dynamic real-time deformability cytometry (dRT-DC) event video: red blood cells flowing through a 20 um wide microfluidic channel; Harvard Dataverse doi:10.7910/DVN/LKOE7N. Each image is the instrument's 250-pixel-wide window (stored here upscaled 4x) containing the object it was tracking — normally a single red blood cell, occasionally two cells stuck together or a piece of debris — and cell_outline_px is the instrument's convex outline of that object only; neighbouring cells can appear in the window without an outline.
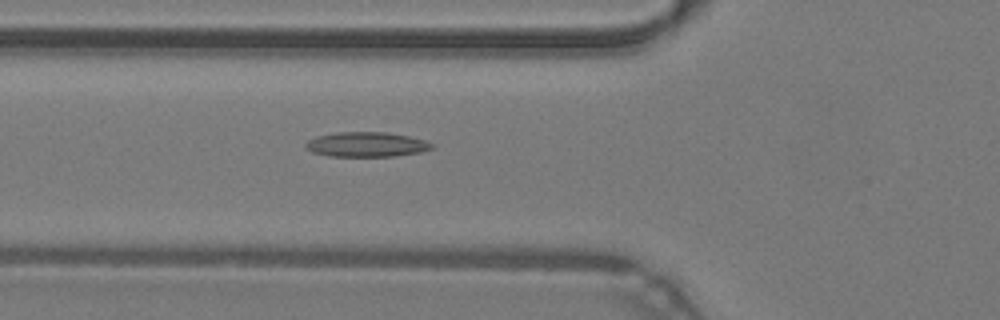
{"species": "common noctule bat (a hibernating species)", "species_latin": "Nyctalus noctula", "temperature_condition": "warm", "stored_images_in_passage": 45, "camera_frame_rate_fps": 3000, "um_per_image_px": 0.085, "animal": {"sex": "male", "body_mass_g": 19.2, "forearm_length_mm": 51.8}, "frame": {"image": 1, "passage_image": 18, "time_ms": 5.667, "image_size_px": [1000, 320], "cell_outline_px": [[436, 148], [420, 152], [396, 156], [328, 156], [312, 152], [304, 148], [304, 144], [308, 140], [316, 136], [336, 132], [388, 132], [408, 136], [424, 140], [436, 144]], "centroid_in_image_um": [31.16, 12.28], "position_along_channel_um": 94.6, "area_um2": 18.5}}
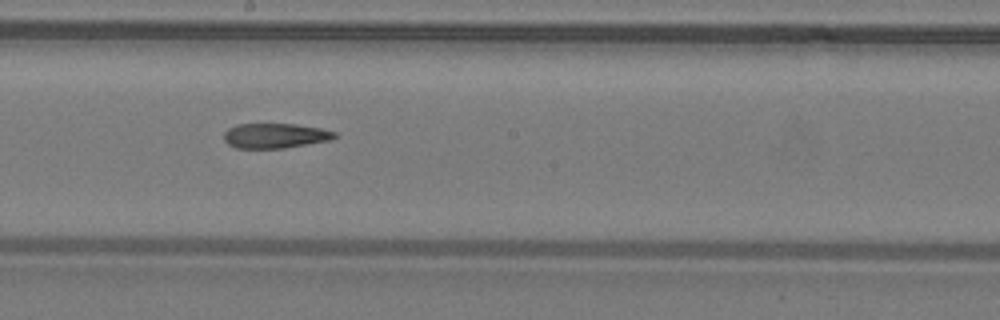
{"frame": {"image": 2, "passage_image": 27, "time_ms": 8.667, "image_size_px": [1000, 320], "cell_outline_px": [[336, 136], [332, 140], [284, 148], [236, 148], [228, 144], [224, 140], [224, 132], [228, 128], [236, 124], [296, 124], [320, 128], [336, 132]], "centroid_in_image_um": [23.38, 11.53], "position_along_channel_um": 224.8, "area_um2": 16.13}}
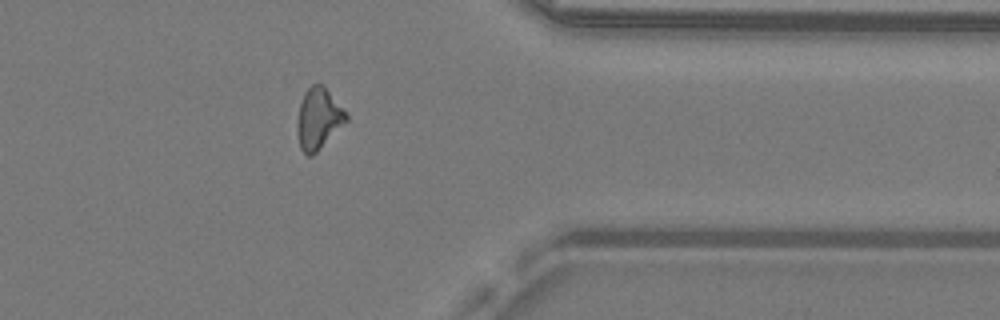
{"frame": {"image": 3, "passage_image": 39, "time_ms": 12.667, "image_size_px": [1000, 320], "cell_outline_px": [[348, 120], [312, 156], [308, 156], [300, 148], [296, 132], [296, 124], [300, 104], [304, 92], [312, 84], [324, 84], [348, 116]], "centroid_in_image_um": [27.04, 10.08], "position_along_channel_um": 384.4, "area_um2": 17.4}}